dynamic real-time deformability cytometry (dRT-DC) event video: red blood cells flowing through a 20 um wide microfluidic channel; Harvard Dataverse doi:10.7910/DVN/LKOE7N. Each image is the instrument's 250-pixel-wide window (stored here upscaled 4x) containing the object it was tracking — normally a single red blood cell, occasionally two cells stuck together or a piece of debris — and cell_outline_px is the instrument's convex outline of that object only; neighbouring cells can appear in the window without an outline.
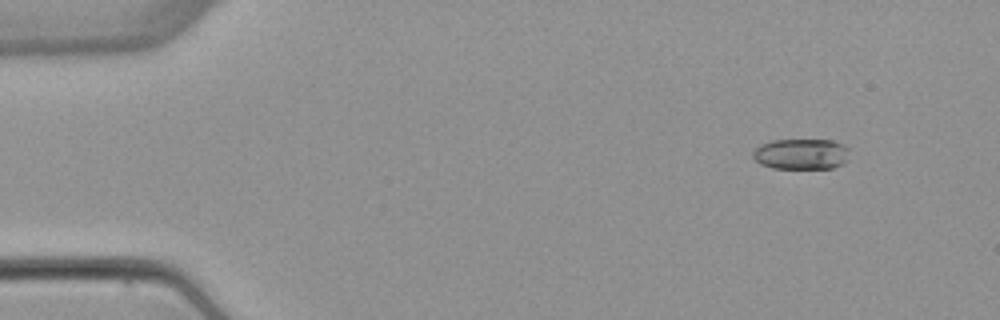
{"species": "common noctule bat (a hibernating species)", "species_latin": "Nyctalus noctula", "temperature_condition": "warm", "stored_images_in_passage": 5, "segment_of_instrument_passage": [2, 2], "camera_frame_rate_fps": 3000, "um_per_image_px": 0.085, "animal": {"sex": "female", "body_mass_g": 22.7, "forearm_length_mm": 54.2}, "frame": {"image": 1, "passage_image": 5, "time_ms": 5.667, "image_size_px": [1000, 320], "cell_outline_px": [[848, 160], [844, 164], [832, 168], [772, 168], [760, 164], [752, 156], [752, 152], [760, 144], [772, 140], [832, 140], [844, 144], [848, 148]], "centroid_in_image_um": [68.12, 13.09], "position_along_channel_um": 16.9, "area_um2": 17.46}}